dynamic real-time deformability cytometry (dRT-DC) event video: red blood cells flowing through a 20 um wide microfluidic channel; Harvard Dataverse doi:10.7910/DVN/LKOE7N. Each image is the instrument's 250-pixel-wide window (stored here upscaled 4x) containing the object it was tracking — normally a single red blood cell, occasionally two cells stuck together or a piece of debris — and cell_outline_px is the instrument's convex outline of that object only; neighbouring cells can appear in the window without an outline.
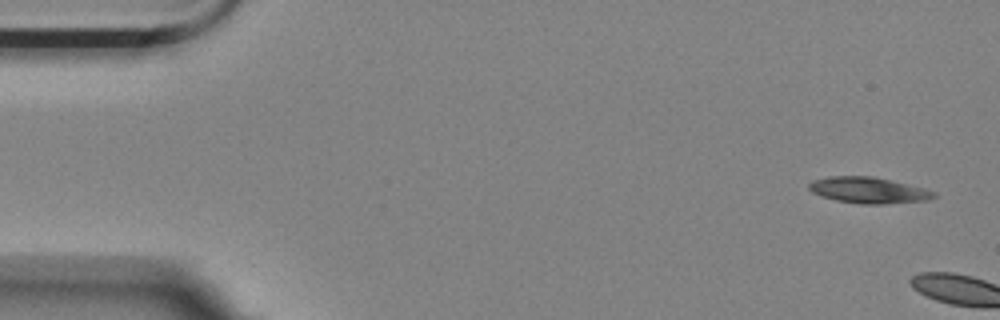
{"species": "Egyptian fruit bat (a non-hibernating species)", "species_latin": "Rousettus aegyptiacus", "temperature_condition": "room temperature", "stored_images_in_passage": 4, "camera_frame_rate_fps": 3000, "um_per_image_px": 0.085, "animal": {"sex": "female"}, "frame": {"image": 1, "passage_image": 1, "time_ms": 0.0, "image_size_px": [1000, 320], "cell_outline_px": [[936, 196], [928, 200], [884, 204], [860, 204], [836, 200], [820, 196], [812, 192], [808, 188], [808, 184], [812, 180], [828, 176], [872, 176], [924, 188], [936, 192]], "centroid_in_image_um": [73.79, 16.17], "position_along_channel_um": 11.2, "area_um2": 19.02}}